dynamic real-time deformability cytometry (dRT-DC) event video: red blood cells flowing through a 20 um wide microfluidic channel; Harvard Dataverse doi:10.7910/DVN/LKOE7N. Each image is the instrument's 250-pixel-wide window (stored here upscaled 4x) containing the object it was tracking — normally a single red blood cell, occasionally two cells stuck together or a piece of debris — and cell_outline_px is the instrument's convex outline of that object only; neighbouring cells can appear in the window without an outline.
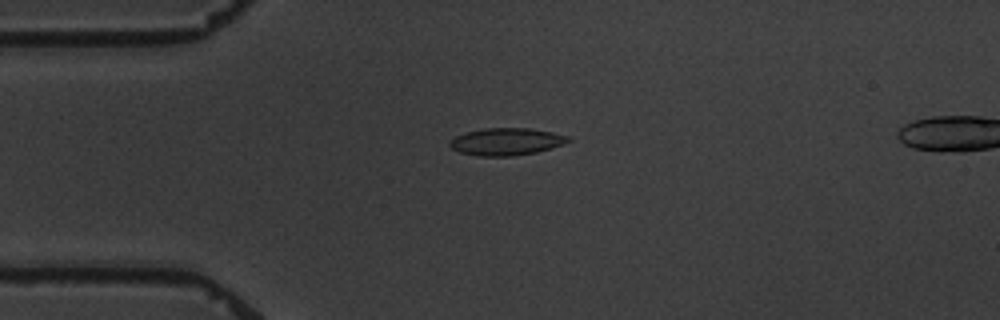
{"species": "common noctule bat (a hibernating species)", "species_latin": "Nyctalus noctula", "temperature_condition": "warm", "stored_images_in_passage": 5, "camera_frame_rate_fps": 3000, "um_per_image_px": 0.085, "animal": {"sex": "male", "body_mass_g": 19.5, "forearm_length_mm": 54.6}, "frame": {"image": 1, "passage_image": 4, "time_ms": 4.0, "image_size_px": [1000, 320], "cell_outline_px": [[572, 140], [536, 152], [512, 156], [476, 156], [460, 152], [452, 148], [448, 144], [456, 136], [468, 132], [484, 128], [528, 128], [552, 132], [568, 136]], "centroid_in_image_um": [43.01, 12.04], "position_along_channel_um": 42.0, "area_um2": 18.5}}